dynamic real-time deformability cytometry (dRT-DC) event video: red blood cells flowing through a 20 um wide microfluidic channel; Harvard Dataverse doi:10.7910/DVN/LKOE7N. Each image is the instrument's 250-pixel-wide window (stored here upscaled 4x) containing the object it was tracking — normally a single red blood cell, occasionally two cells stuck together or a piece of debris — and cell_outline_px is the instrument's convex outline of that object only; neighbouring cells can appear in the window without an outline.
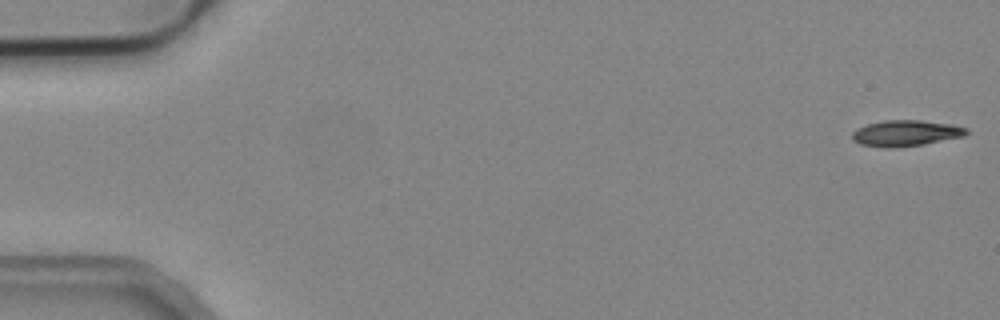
{"species": "common noctule bat (a hibernating species)", "species_latin": "Nyctalus noctula", "temperature_condition": "cold", "stored_images_in_passage": 5, "segment_of_instrument_passage": [2, 2], "camera_frame_rate_fps": 3000, "um_per_image_px": 0.085, "animal": {"sex": "male", "body_mass_g": 19.2, "forearm_length_mm": 51.8}, "frame": {"image": 1, "passage_image": 5, "time_ms": 1.333, "image_size_px": [1000, 320], "cell_outline_px": [[968, 132], [964, 136], [924, 144], [896, 148], [884, 148], [860, 144], [852, 140], [852, 132], [856, 128], [868, 124], [884, 120], [920, 120], [952, 124], [968, 128]], "centroid_in_image_um": [76.97, 11.32], "position_along_channel_um": 8.0, "area_um2": 17.46}}